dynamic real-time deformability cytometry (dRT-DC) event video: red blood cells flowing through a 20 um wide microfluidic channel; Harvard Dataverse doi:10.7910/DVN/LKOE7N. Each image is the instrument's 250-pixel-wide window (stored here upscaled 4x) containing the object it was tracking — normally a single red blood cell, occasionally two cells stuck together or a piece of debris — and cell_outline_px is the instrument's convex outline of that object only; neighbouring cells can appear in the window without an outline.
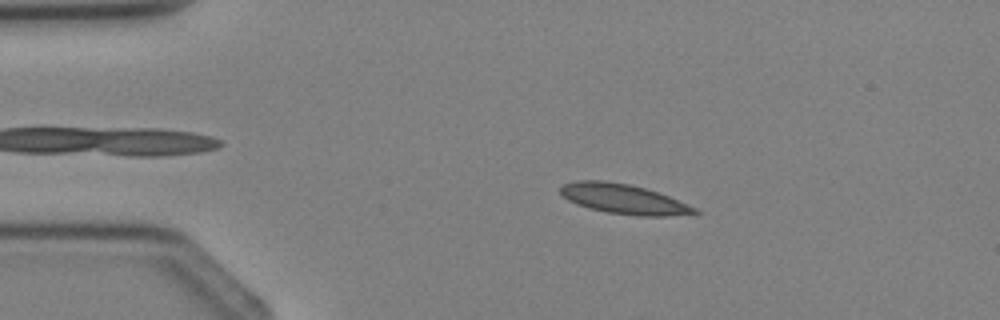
{"species": "Egyptian fruit bat (a non-hibernating species)", "species_latin": "Rousettus aegyptiacus", "temperature_condition": "cold", "stored_images_in_passage": 2, "camera_frame_rate_fps": 3000, "um_per_image_px": 0.085, "animal": {"sex": "female"}, "frame": {"image": 1, "passage_image": 1, "time_ms": 0.0, "image_size_px": [1000, 320], "cell_outline_px": [[700, 212], [668, 216], [640, 216], [608, 212], [588, 208], [576, 204], [568, 200], [560, 192], [560, 188], [564, 184], [576, 180], [604, 180], [628, 184], [644, 188], [668, 196], [696, 208]], "centroid_in_image_um": [52.96, 16.91], "position_along_channel_um": 32.0, "area_um2": 23.0}}